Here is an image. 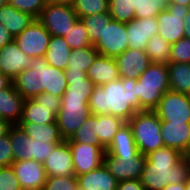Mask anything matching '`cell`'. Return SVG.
I'll return each instance as SVG.
<instances>
[{"instance_id":"1","label":"cell","mask_w":190,"mask_h":190,"mask_svg":"<svg viewBox=\"0 0 190 190\" xmlns=\"http://www.w3.org/2000/svg\"><path fill=\"white\" fill-rule=\"evenodd\" d=\"M136 79L119 78L103 86H94L89 98L91 114H110L128 122L140 111Z\"/></svg>"},{"instance_id":"2","label":"cell","mask_w":190,"mask_h":190,"mask_svg":"<svg viewBox=\"0 0 190 190\" xmlns=\"http://www.w3.org/2000/svg\"><path fill=\"white\" fill-rule=\"evenodd\" d=\"M190 159L174 148L163 147L146 155L140 181L145 190H163L168 184L186 183Z\"/></svg>"},{"instance_id":"3","label":"cell","mask_w":190,"mask_h":190,"mask_svg":"<svg viewBox=\"0 0 190 190\" xmlns=\"http://www.w3.org/2000/svg\"><path fill=\"white\" fill-rule=\"evenodd\" d=\"M12 84L24 99L43 92L62 97L68 86L65 70L48 65L44 56L33 58L31 67L20 72Z\"/></svg>"},{"instance_id":"4","label":"cell","mask_w":190,"mask_h":190,"mask_svg":"<svg viewBox=\"0 0 190 190\" xmlns=\"http://www.w3.org/2000/svg\"><path fill=\"white\" fill-rule=\"evenodd\" d=\"M140 111H153L163 94L170 90L167 64L151 63L136 81Z\"/></svg>"},{"instance_id":"5","label":"cell","mask_w":190,"mask_h":190,"mask_svg":"<svg viewBox=\"0 0 190 190\" xmlns=\"http://www.w3.org/2000/svg\"><path fill=\"white\" fill-rule=\"evenodd\" d=\"M128 123L141 154L146 156L165 147L160 131V119L154 111H138L130 118Z\"/></svg>"},{"instance_id":"6","label":"cell","mask_w":190,"mask_h":190,"mask_svg":"<svg viewBox=\"0 0 190 190\" xmlns=\"http://www.w3.org/2000/svg\"><path fill=\"white\" fill-rule=\"evenodd\" d=\"M61 108V97L43 92L32 99H25L20 122L56 123Z\"/></svg>"},{"instance_id":"7","label":"cell","mask_w":190,"mask_h":190,"mask_svg":"<svg viewBox=\"0 0 190 190\" xmlns=\"http://www.w3.org/2000/svg\"><path fill=\"white\" fill-rule=\"evenodd\" d=\"M37 20L51 36L65 37L79 18L72 5L48 1Z\"/></svg>"},{"instance_id":"8","label":"cell","mask_w":190,"mask_h":190,"mask_svg":"<svg viewBox=\"0 0 190 190\" xmlns=\"http://www.w3.org/2000/svg\"><path fill=\"white\" fill-rule=\"evenodd\" d=\"M88 102L89 99L61 98V108L56 122L64 140L70 139L91 115Z\"/></svg>"},{"instance_id":"9","label":"cell","mask_w":190,"mask_h":190,"mask_svg":"<svg viewBox=\"0 0 190 190\" xmlns=\"http://www.w3.org/2000/svg\"><path fill=\"white\" fill-rule=\"evenodd\" d=\"M189 10L185 5L167 3L166 8L157 15L158 34L169 44L172 45L185 37L183 21Z\"/></svg>"},{"instance_id":"10","label":"cell","mask_w":190,"mask_h":190,"mask_svg":"<svg viewBox=\"0 0 190 190\" xmlns=\"http://www.w3.org/2000/svg\"><path fill=\"white\" fill-rule=\"evenodd\" d=\"M153 111L160 121L190 123V95L168 90Z\"/></svg>"},{"instance_id":"11","label":"cell","mask_w":190,"mask_h":190,"mask_svg":"<svg viewBox=\"0 0 190 190\" xmlns=\"http://www.w3.org/2000/svg\"><path fill=\"white\" fill-rule=\"evenodd\" d=\"M145 161L146 156L141 153L110 155L105 152L103 158V164L118 182L140 179Z\"/></svg>"},{"instance_id":"12","label":"cell","mask_w":190,"mask_h":190,"mask_svg":"<svg viewBox=\"0 0 190 190\" xmlns=\"http://www.w3.org/2000/svg\"><path fill=\"white\" fill-rule=\"evenodd\" d=\"M100 55L116 58L128 48L126 23H105L102 37L93 45Z\"/></svg>"},{"instance_id":"13","label":"cell","mask_w":190,"mask_h":190,"mask_svg":"<svg viewBox=\"0 0 190 190\" xmlns=\"http://www.w3.org/2000/svg\"><path fill=\"white\" fill-rule=\"evenodd\" d=\"M51 34L35 19L28 27L18 34L14 41L29 57L45 56Z\"/></svg>"},{"instance_id":"14","label":"cell","mask_w":190,"mask_h":190,"mask_svg":"<svg viewBox=\"0 0 190 190\" xmlns=\"http://www.w3.org/2000/svg\"><path fill=\"white\" fill-rule=\"evenodd\" d=\"M71 149L75 176L92 171L103 164L106 148L87 143L68 142Z\"/></svg>"},{"instance_id":"15","label":"cell","mask_w":190,"mask_h":190,"mask_svg":"<svg viewBox=\"0 0 190 190\" xmlns=\"http://www.w3.org/2000/svg\"><path fill=\"white\" fill-rule=\"evenodd\" d=\"M32 59L13 40L0 48V73L13 81L20 72L31 67Z\"/></svg>"},{"instance_id":"16","label":"cell","mask_w":190,"mask_h":190,"mask_svg":"<svg viewBox=\"0 0 190 190\" xmlns=\"http://www.w3.org/2000/svg\"><path fill=\"white\" fill-rule=\"evenodd\" d=\"M11 166L22 190H42L47 177L42 163L35 160H21L13 162Z\"/></svg>"},{"instance_id":"17","label":"cell","mask_w":190,"mask_h":190,"mask_svg":"<svg viewBox=\"0 0 190 190\" xmlns=\"http://www.w3.org/2000/svg\"><path fill=\"white\" fill-rule=\"evenodd\" d=\"M158 24L157 17L134 18L126 23L128 48L145 51L148 41L158 34Z\"/></svg>"},{"instance_id":"18","label":"cell","mask_w":190,"mask_h":190,"mask_svg":"<svg viewBox=\"0 0 190 190\" xmlns=\"http://www.w3.org/2000/svg\"><path fill=\"white\" fill-rule=\"evenodd\" d=\"M120 78L136 79L143 74L151 64L146 51L127 48L116 58Z\"/></svg>"},{"instance_id":"19","label":"cell","mask_w":190,"mask_h":190,"mask_svg":"<svg viewBox=\"0 0 190 190\" xmlns=\"http://www.w3.org/2000/svg\"><path fill=\"white\" fill-rule=\"evenodd\" d=\"M43 166L46 176L75 175L71 149L67 140L54 147Z\"/></svg>"},{"instance_id":"20","label":"cell","mask_w":190,"mask_h":190,"mask_svg":"<svg viewBox=\"0 0 190 190\" xmlns=\"http://www.w3.org/2000/svg\"><path fill=\"white\" fill-rule=\"evenodd\" d=\"M160 131L165 147L174 148L183 155L190 147V123L160 121Z\"/></svg>"},{"instance_id":"21","label":"cell","mask_w":190,"mask_h":190,"mask_svg":"<svg viewBox=\"0 0 190 190\" xmlns=\"http://www.w3.org/2000/svg\"><path fill=\"white\" fill-rule=\"evenodd\" d=\"M24 100L12 83L0 90V118L11 125H18L22 118Z\"/></svg>"},{"instance_id":"22","label":"cell","mask_w":190,"mask_h":190,"mask_svg":"<svg viewBox=\"0 0 190 190\" xmlns=\"http://www.w3.org/2000/svg\"><path fill=\"white\" fill-rule=\"evenodd\" d=\"M86 74L95 86H103L120 78L116 59L100 54L95 58Z\"/></svg>"},{"instance_id":"23","label":"cell","mask_w":190,"mask_h":190,"mask_svg":"<svg viewBox=\"0 0 190 190\" xmlns=\"http://www.w3.org/2000/svg\"><path fill=\"white\" fill-rule=\"evenodd\" d=\"M81 190H116L118 181L104 164L87 173L77 176Z\"/></svg>"},{"instance_id":"24","label":"cell","mask_w":190,"mask_h":190,"mask_svg":"<svg viewBox=\"0 0 190 190\" xmlns=\"http://www.w3.org/2000/svg\"><path fill=\"white\" fill-rule=\"evenodd\" d=\"M35 20L30 14L18 11L7 1L0 4V24L15 38Z\"/></svg>"},{"instance_id":"25","label":"cell","mask_w":190,"mask_h":190,"mask_svg":"<svg viewBox=\"0 0 190 190\" xmlns=\"http://www.w3.org/2000/svg\"><path fill=\"white\" fill-rule=\"evenodd\" d=\"M67 89L61 98L89 99L94 89V84L85 72L65 71Z\"/></svg>"},{"instance_id":"26","label":"cell","mask_w":190,"mask_h":190,"mask_svg":"<svg viewBox=\"0 0 190 190\" xmlns=\"http://www.w3.org/2000/svg\"><path fill=\"white\" fill-rule=\"evenodd\" d=\"M18 125L32 139L44 141L45 143H61L64 141L57 122L51 124L20 122Z\"/></svg>"},{"instance_id":"27","label":"cell","mask_w":190,"mask_h":190,"mask_svg":"<svg viewBox=\"0 0 190 190\" xmlns=\"http://www.w3.org/2000/svg\"><path fill=\"white\" fill-rule=\"evenodd\" d=\"M106 152L110 155L140 154L128 122H125L114 135Z\"/></svg>"},{"instance_id":"28","label":"cell","mask_w":190,"mask_h":190,"mask_svg":"<svg viewBox=\"0 0 190 190\" xmlns=\"http://www.w3.org/2000/svg\"><path fill=\"white\" fill-rule=\"evenodd\" d=\"M71 50L64 37L51 36L44 57L48 65L65 70Z\"/></svg>"},{"instance_id":"29","label":"cell","mask_w":190,"mask_h":190,"mask_svg":"<svg viewBox=\"0 0 190 190\" xmlns=\"http://www.w3.org/2000/svg\"><path fill=\"white\" fill-rule=\"evenodd\" d=\"M170 90L178 93L190 94V63H169Z\"/></svg>"},{"instance_id":"30","label":"cell","mask_w":190,"mask_h":190,"mask_svg":"<svg viewBox=\"0 0 190 190\" xmlns=\"http://www.w3.org/2000/svg\"><path fill=\"white\" fill-rule=\"evenodd\" d=\"M125 122L121 118L110 114L96 115L97 137L105 148L111 144L114 135Z\"/></svg>"},{"instance_id":"31","label":"cell","mask_w":190,"mask_h":190,"mask_svg":"<svg viewBox=\"0 0 190 190\" xmlns=\"http://www.w3.org/2000/svg\"><path fill=\"white\" fill-rule=\"evenodd\" d=\"M9 139L12 146L14 162L33 160V156H31V137L27 136L19 125H12L10 127Z\"/></svg>"},{"instance_id":"32","label":"cell","mask_w":190,"mask_h":190,"mask_svg":"<svg viewBox=\"0 0 190 190\" xmlns=\"http://www.w3.org/2000/svg\"><path fill=\"white\" fill-rule=\"evenodd\" d=\"M98 55L99 53L93 45L84 48L72 49L65 71L86 73Z\"/></svg>"},{"instance_id":"33","label":"cell","mask_w":190,"mask_h":190,"mask_svg":"<svg viewBox=\"0 0 190 190\" xmlns=\"http://www.w3.org/2000/svg\"><path fill=\"white\" fill-rule=\"evenodd\" d=\"M146 53L151 63L169 64L171 44L164 40L159 34L154 35L147 43Z\"/></svg>"},{"instance_id":"34","label":"cell","mask_w":190,"mask_h":190,"mask_svg":"<svg viewBox=\"0 0 190 190\" xmlns=\"http://www.w3.org/2000/svg\"><path fill=\"white\" fill-rule=\"evenodd\" d=\"M68 142L87 143L99 148H105L101 143L96 133V115L91 114L79 129L67 139Z\"/></svg>"},{"instance_id":"35","label":"cell","mask_w":190,"mask_h":190,"mask_svg":"<svg viewBox=\"0 0 190 190\" xmlns=\"http://www.w3.org/2000/svg\"><path fill=\"white\" fill-rule=\"evenodd\" d=\"M137 0H108L109 14L113 20L129 23L135 18Z\"/></svg>"},{"instance_id":"36","label":"cell","mask_w":190,"mask_h":190,"mask_svg":"<svg viewBox=\"0 0 190 190\" xmlns=\"http://www.w3.org/2000/svg\"><path fill=\"white\" fill-rule=\"evenodd\" d=\"M111 20L112 18L109 11L81 18V21L85 24L86 30L88 31L91 45H94L102 37L105 23H109Z\"/></svg>"},{"instance_id":"37","label":"cell","mask_w":190,"mask_h":190,"mask_svg":"<svg viewBox=\"0 0 190 190\" xmlns=\"http://www.w3.org/2000/svg\"><path fill=\"white\" fill-rule=\"evenodd\" d=\"M72 6L78 18L81 19L82 17L108 12L109 2L108 0H75Z\"/></svg>"},{"instance_id":"38","label":"cell","mask_w":190,"mask_h":190,"mask_svg":"<svg viewBox=\"0 0 190 190\" xmlns=\"http://www.w3.org/2000/svg\"><path fill=\"white\" fill-rule=\"evenodd\" d=\"M64 38L71 49L92 46L89 40L88 31L81 19L75 23L74 27Z\"/></svg>"},{"instance_id":"39","label":"cell","mask_w":190,"mask_h":190,"mask_svg":"<svg viewBox=\"0 0 190 190\" xmlns=\"http://www.w3.org/2000/svg\"><path fill=\"white\" fill-rule=\"evenodd\" d=\"M166 8L162 0H137L135 18H152Z\"/></svg>"},{"instance_id":"40","label":"cell","mask_w":190,"mask_h":190,"mask_svg":"<svg viewBox=\"0 0 190 190\" xmlns=\"http://www.w3.org/2000/svg\"><path fill=\"white\" fill-rule=\"evenodd\" d=\"M78 179L70 176H47L42 190H77Z\"/></svg>"},{"instance_id":"41","label":"cell","mask_w":190,"mask_h":190,"mask_svg":"<svg viewBox=\"0 0 190 190\" xmlns=\"http://www.w3.org/2000/svg\"><path fill=\"white\" fill-rule=\"evenodd\" d=\"M15 9L37 19L48 0H7Z\"/></svg>"},{"instance_id":"42","label":"cell","mask_w":190,"mask_h":190,"mask_svg":"<svg viewBox=\"0 0 190 190\" xmlns=\"http://www.w3.org/2000/svg\"><path fill=\"white\" fill-rule=\"evenodd\" d=\"M190 63V38L183 37L171 45L170 63Z\"/></svg>"},{"instance_id":"43","label":"cell","mask_w":190,"mask_h":190,"mask_svg":"<svg viewBox=\"0 0 190 190\" xmlns=\"http://www.w3.org/2000/svg\"><path fill=\"white\" fill-rule=\"evenodd\" d=\"M57 144L60 143H45L31 138V156H33V160L43 164Z\"/></svg>"},{"instance_id":"44","label":"cell","mask_w":190,"mask_h":190,"mask_svg":"<svg viewBox=\"0 0 190 190\" xmlns=\"http://www.w3.org/2000/svg\"><path fill=\"white\" fill-rule=\"evenodd\" d=\"M0 190H22L12 166L0 169Z\"/></svg>"},{"instance_id":"45","label":"cell","mask_w":190,"mask_h":190,"mask_svg":"<svg viewBox=\"0 0 190 190\" xmlns=\"http://www.w3.org/2000/svg\"><path fill=\"white\" fill-rule=\"evenodd\" d=\"M13 162L14 156L8 132L7 135L0 138V166L9 167Z\"/></svg>"},{"instance_id":"46","label":"cell","mask_w":190,"mask_h":190,"mask_svg":"<svg viewBox=\"0 0 190 190\" xmlns=\"http://www.w3.org/2000/svg\"><path fill=\"white\" fill-rule=\"evenodd\" d=\"M116 190H145L140 179L123 180L118 182Z\"/></svg>"},{"instance_id":"47","label":"cell","mask_w":190,"mask_h":190,"mask_svg":"<svg viewBox=\"0 0 190 190\" xmlns=\"http://www.w3.org/2000/svg\"><path fill=\"white\" fill-rule=\"evenodd\" d=\"M14 40L10 32L0 24V48H3L6 44Z\"/></svg>"},{"instance_id":"48","label":"cell","mask_w":190,"mask_h":190,"mask_svg":"<svg viewBox=\"0 0 190 190\" xmlns=\"http://www.w3.org/2000/svg\"><path fill=\"white\" fill-rule=\"evenodd\" d=\"M11 126L8 121L0 118V138L8 134Z\"/></svg>"},{"instance_id":"49","label":"cell","mask_w":190,"mask_h":190,"mask_svg":"<svg viewBox=\"0 0 190 190\" xmlns=\"http://www.w3.org/2000/svg\"><path fill=\"white\" fill-rule=\"evenodd\" d=\"M183 22L185 24L184 36L186 38H190V10L188 14L184 17Z\"/></svg>"},{"instance_id":"50","label":"cell","mask_w":190,"mask_h":190,"mask_svg":"<svg viewBox=\"0 0 190 190\" xmlns=\"http://www.w3.org/2000/svg\"><path fill=\"white\" fill-rule=\"evenodd\" d=\"M11 83L12 81L7 76L0 73V90L7 88Z\"/></svg>"},{"instance_id":"51","label":"cell","mask_w":190,"mask_h":190,"mask_svg":"<svg viewBox=\"0 0 190 190\" xmlns=\"http://www.w3.org/2000/svg\"><path fill=\"white\" fill-rule=\"evenodd\" d=\"M163 190H186L185 183L168 184Z\"/></svg>"},{"instance_id":"52","label":"cell","mask_w":190,"mask_h":190,"mask_svg":"<svg viewBox=\"0 0 190 190\" xmlns=\"http://www.w3.org/2000/svg\"><path fill=\"white\" fill-rule=\"evenodd\" d=\"M170 3H173V4H179V5H185V6H188L190 8V0H171Z\"/></svg>"},{"instance_id":"53","label":"cell","mask_w":190,"mask_h":190,"mask_svg":"<svg viewBox=\"0 0 190 190\" xmlns=\"http://www.w3.org/2000/svg\"><path fill=\"white\" fill-rule=\"evenodd\" d=\"M48 1L59 4L73 5L75 0H48Z\"/></svg>"},{"instance_id":"54","label":"cell","mask_w":190,"mask_h":190,"mask_svg":"<svg viewBox=\"0 0 190 190\" xmlns=\"http://www.w3.org/2000/svg\"><path fill=\"white\" fill-rule=\"evenodd\" d=\"M185 186H186V190H190V176L188 177V179L185 183Z\"/></svg>"},{"instance_id":"55","label":"cell","mask_w":190,"mask_h":190,"mask_svg":"<svg viewBox=\"0 0 190 190\" xmlns=\"http://www.w3.org/2000/svg\"><path fill=\"white\" fill-rule=\"evenodd\" d=\"M186 158L190 159V147L187 150V153L184 155Z\"/></svg>"},{"instance_id":"56","label":"cell","mask_w":190,"mask_h":190,"mask_svg":"<svg viewBox=\"0 0 190 190\" xmlns=\"http://www.w3.org/2000/svg\"><path fill=\"white\" fill-rule=\"evenodd\" d=\"M165 4L170 3L171 0H162Z\"/></svg>"},{"instance_id":"57","label":"cell","mask_w":190,"mask_h":190,"mask_svg":"<svg viewBox=\"0 0 190 190\" xmlns=\"http://www.w3.org/2000/svg\"><path fill=\"white\" fill-rule=\"evenodd\" d=\"M4 2H6V0H0V4H2V3H4Z\"/></svg>"}]
</instances>
